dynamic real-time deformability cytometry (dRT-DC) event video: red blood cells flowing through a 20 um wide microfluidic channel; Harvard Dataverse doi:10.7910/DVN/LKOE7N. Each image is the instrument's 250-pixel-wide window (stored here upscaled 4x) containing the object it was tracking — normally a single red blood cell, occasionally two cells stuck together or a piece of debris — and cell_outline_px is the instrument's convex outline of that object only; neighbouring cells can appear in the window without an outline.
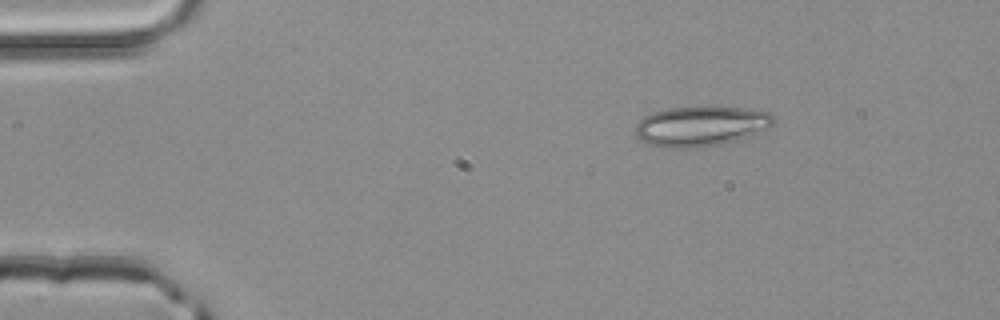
{"species": "common noctule bat (a hibernating species)", "species_latin": "Nyctalus noctula", "temperature_condition": "room temperature", "stored_images_in_passage": 2, "camera_frame_rate_fps": 3000, "um_per_image_px": 0.085, "animal": {"sex": "male", "body_mass_g": 20.4}, "frame": {"image": 1, "passage_image": 1, "time_ms": 0.0, "image_size_px": [1000, 320], "cell_outline_px": [[776, 116], [772, 124], [768, 128], [752, 136], [720, 144], [696, 148], [660, 148], [648, 144], [640, 140], [636, 136], [636, 124], [644, 116], [652, 112], [668, 108], [740, 108], [772, 112]], "centroid_in_image_um": [59.57, 10.75], "position_along_channel_um": 25.4, "area_um2": 32.25}}